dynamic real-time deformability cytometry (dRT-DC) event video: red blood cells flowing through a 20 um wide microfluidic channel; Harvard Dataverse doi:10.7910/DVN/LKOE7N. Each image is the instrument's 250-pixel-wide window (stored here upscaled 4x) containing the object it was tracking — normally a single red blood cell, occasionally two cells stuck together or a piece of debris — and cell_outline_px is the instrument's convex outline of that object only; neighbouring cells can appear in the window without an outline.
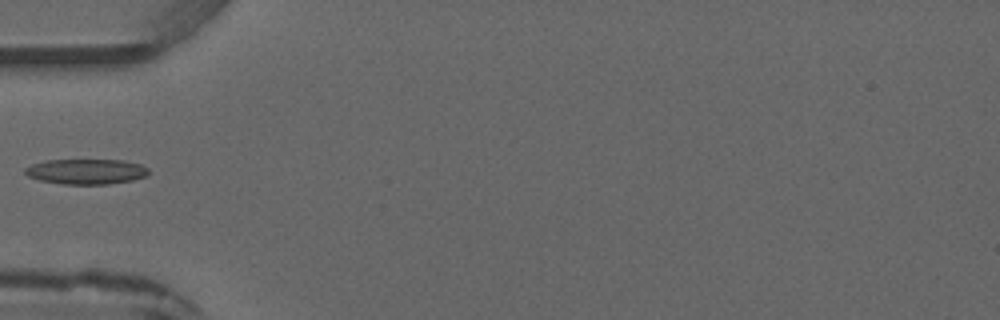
{"species": "common noctule bat (a hibernating species)", "species_latin": "Nyctalus noctula", "temperature_condition": "warm", "stored_images_in_passage": 4, "camera_frame_rate_fps": 3000, "um_per_image_px": 0.085, "animal": {"sex": "male", "forearm_length_mm": 52.5}, "frame": {"image": 1, "passage_image": 4, "time_ms": 3.667, "image_size_px": [1000, 320], "cell_outline_px": [[148, 176], [132, 180], [108, 184], [64, 184], [40, 180], [28, 176], [24, 172], [24, 168], [32, 164], [48, 160], [124, 160], [140, 164], [148, 168]], "centroid_in_image_um": [7.34, 14.58], "position_along_channel_um": 77.7, "area_um2": 18.15}}